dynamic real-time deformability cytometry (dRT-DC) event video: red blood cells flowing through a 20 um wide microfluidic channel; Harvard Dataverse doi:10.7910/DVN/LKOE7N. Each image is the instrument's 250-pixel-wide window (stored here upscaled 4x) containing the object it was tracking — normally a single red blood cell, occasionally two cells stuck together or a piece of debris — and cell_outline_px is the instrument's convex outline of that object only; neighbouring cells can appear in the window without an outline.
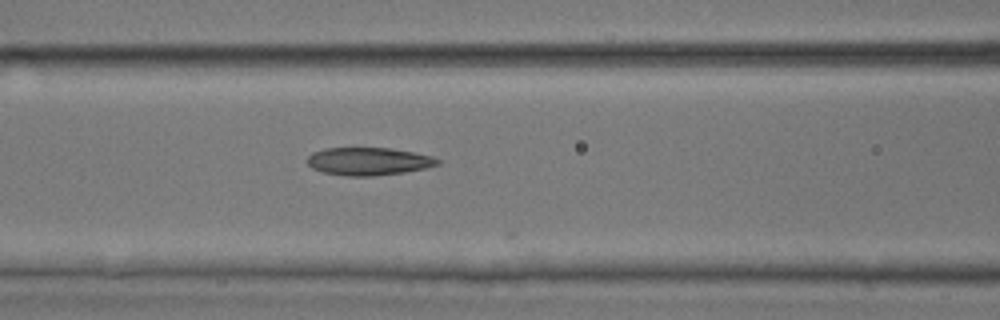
{"species": "common noctule bat (a hibernating species)", "species_latin": "Nyctalus noctula", "temperature_condition": "room temperature", "stored_images_in_passage": 21, "camera_frame_rate_fps": 3000, "um_per_image_px": 0.085, "animal": {"sex": "male", "body_mass_g": 17.9, "forearm_length_mm": 54.2}, "frame": {"image": 1, "passage_image": 20, "time_ms": 6.333, "image_size_px": [1000, 320], "cell_outline_px": [[440, 164], [428, 168], [404, 172], [372, 176], [348, 176], [324, 172], [312, 168], [308, 164], [308, 156], [312, 152], [324, 148], [388, 148], [412, 152], [432, 156], [440, 160]], "centroid_in_image_um": [31.34, 13.71], "position_along_channel_um": 135.3, "area_um2": 21.04}}